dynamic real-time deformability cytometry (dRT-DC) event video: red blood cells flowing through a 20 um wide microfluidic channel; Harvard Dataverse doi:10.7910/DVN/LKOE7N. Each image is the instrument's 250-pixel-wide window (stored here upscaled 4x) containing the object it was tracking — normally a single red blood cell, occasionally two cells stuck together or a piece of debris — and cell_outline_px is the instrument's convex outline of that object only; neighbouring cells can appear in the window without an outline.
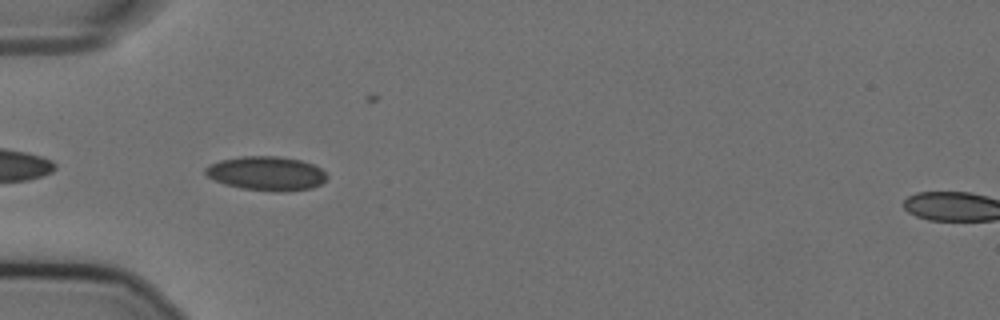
{"species": "Egyptian fruit bat (a non-hibernating species)", "species_latin": "Rousettus aegyptiacus", "temperature_condition": "cold", "stored_images_in_passage": 42, "camera_frame_rate_fps": 3000, "um_per_image_px": 0.085, "animal": {"sex": "female"}, "frame": {"image": 1, "passage_image": 3, "time_ms": 0.667, "image_size_px": [1000, 320], "cell_outline_px": [[328, 176], [320, 184], [312, 188], [284, 192], [276, 192], [240, 188], [224, 184], [212, 180], [204, 172], [204, 168], [208, 164], [220, 160], [240, 156], [276, 156], [300, 160], [312, 164], [320, 168]], "centroid_in_image_um": [22.6, 14.74], "position_along_channel_um": 62.4, "area_um2": 24.33}}
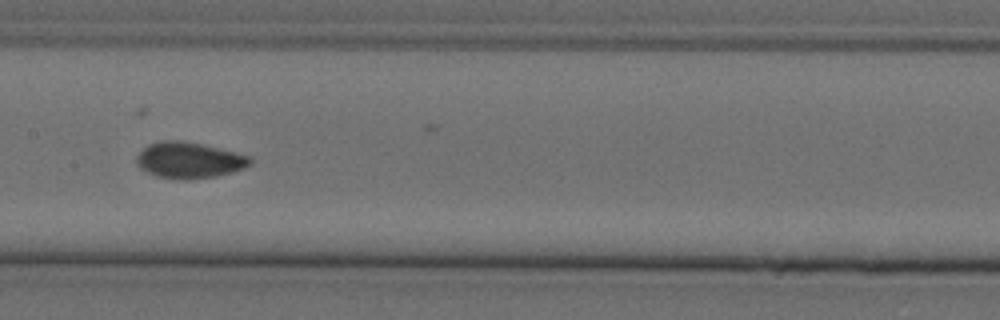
{"frame": {"image": 2, "passage_image": 14, "time_ms": 4.333, "image_size_px": [1000, 320], "cell_outline_px": [[252, 164], [244, 168], [232, 172], [216, 176], [188, 180], [184, 180], [156, 176], [140, 168], [136, 164], [136, 156], [148, 144], [160, 140], [180, 140], [200, 144], [252, 156]], "centroid_in_image_um": [16.07, 13.62], "position_along_channel_um": 191.3, "area_um2": 23.93}}
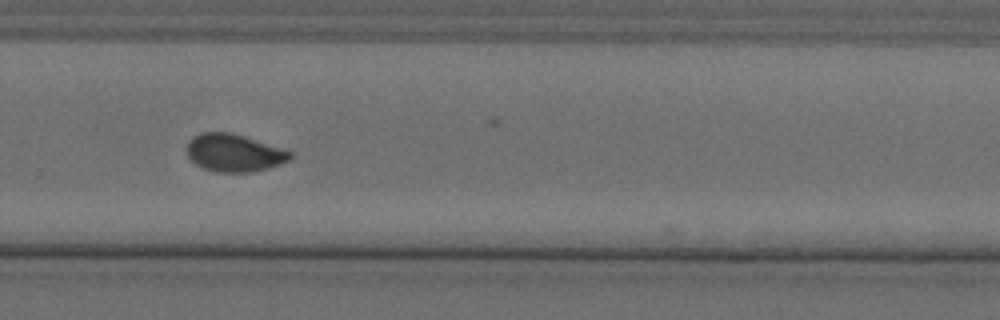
{"frame": {"image": 3, "passage_image": 24, "time_ms": 7.667, "image_size_px": [1000, 320], "cell_outline_px": [[292, 156], [288, 160], [280, 164], [268, 168], [252, 172], [216, 172], [204, 168], [196, 164], [188, 156], [188, 140], [192, 136], [200, 132], [232, 132], [292, 152]], "centroid_in_image_um": [19.87, 12.99], "position_along_channel_um": 309.9, "area_um2": 22.48}, "authors_computed_cell_mechanics": {"area_um2": 22.9177, "velocity_mm_per_s": 3.5836, "shape_relaxation_time_tau1_ms": null, "shape_relaxation_time_tau2_ms": 1.374, "deformation_change_tau1": null, "deformation_change_tau2": 0.0366}}